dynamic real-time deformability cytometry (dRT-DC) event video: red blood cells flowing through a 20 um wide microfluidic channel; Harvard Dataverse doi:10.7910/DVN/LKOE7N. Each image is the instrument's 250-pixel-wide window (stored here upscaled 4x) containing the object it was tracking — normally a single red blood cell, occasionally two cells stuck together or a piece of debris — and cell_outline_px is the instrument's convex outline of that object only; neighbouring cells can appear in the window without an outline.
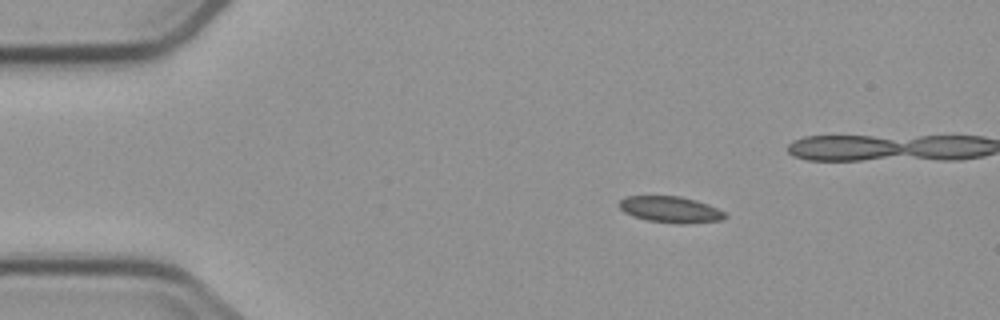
{"species": "common noctule bat (a hibernating species)", "species_latin": "Nyctalus noctula", "temperature_condition": "cold", "stored_images_in_passage": 5, "camera_frame_rate_fps": 3000, "um_per_image_px": 0.085, "animal": {"sex": "male", "body_mass_g": 23.1, "forearm_length_mm": 52.7}, "frame": {"image": 1, "passage_image": 2, "time_ms": 1.333, "image_size_px": [1000, 320], "cell_outline_px": [[728, 216], [724, 220], [684, 224], [680, 224], [648, 220], [624, 212], [616, 204], [624, 196], [680, 196], [696, 200], [708, 204], [724, 212]], "centroid_in_image_um": [57.0, 17.8], "position_along_channel_um": 28.0, "area_um2": 16.24}}